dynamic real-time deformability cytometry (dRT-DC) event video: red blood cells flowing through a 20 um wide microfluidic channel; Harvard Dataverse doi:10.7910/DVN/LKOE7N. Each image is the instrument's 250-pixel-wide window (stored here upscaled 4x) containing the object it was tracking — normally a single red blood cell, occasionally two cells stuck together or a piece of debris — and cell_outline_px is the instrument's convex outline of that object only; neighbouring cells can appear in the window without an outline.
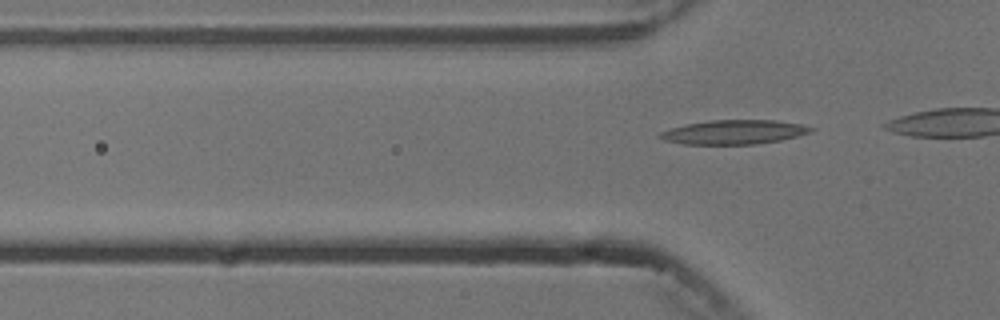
{"species": "common noctule bat (a hibernating species)", "species_latin": "Nyctalus noctula", "temperature_condition": "cold", "stored_images_in_passage": 6, "camera_frame_rate_fps": 3000, "um_per_image_px": 0.085, "animal": {"sex": "male", "body_mass_g": 13.3}, "frame": {"image": 1, "passage_image": 6, "time_ms": 6.667, "image_size_px": [1000, 320], "cell_outline_px": [[816, 128], [812, 132], [780, 140], [756, 144], [684, 144], [664, 140], [656, 136], [660, 132], [684, 124], [712, 120], [776, 120], [800, 124]], "centroid_in_image_um": [62.38, 11.22], "position_along_channel_um": 63.4, "area_um2": 21.27}}